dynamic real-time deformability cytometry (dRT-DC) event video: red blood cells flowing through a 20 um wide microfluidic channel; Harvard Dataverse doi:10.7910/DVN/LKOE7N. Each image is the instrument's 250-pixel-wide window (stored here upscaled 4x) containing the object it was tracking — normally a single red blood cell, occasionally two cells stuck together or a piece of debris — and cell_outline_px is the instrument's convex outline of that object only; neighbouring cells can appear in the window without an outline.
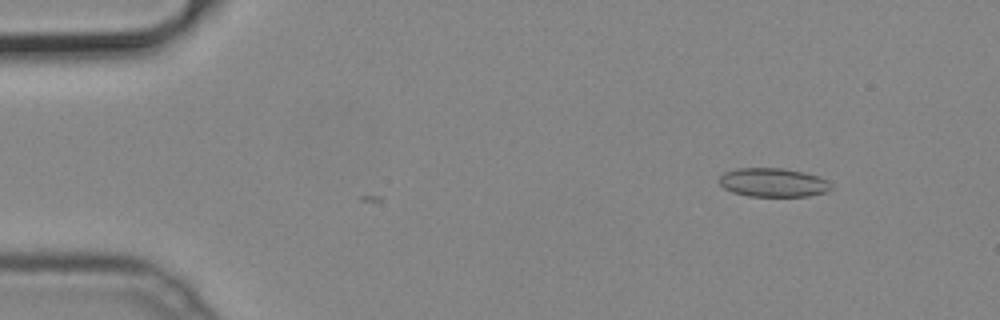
{"species": "common noctule bat (a hibernating species)", "species_latin": "Nyctalus noctula", "temperature_condition": "cold", "stored_images_in_passage": 6, "camera_frame_rate_fps": 3000, "um_per_image_px": 0.085, "animal": {"sex": "male", "body_mass_g": 19.2, "forearm_length_mm": 51.8}, "frame": {"image": 1, "passage_image": 5, "time_ms": 1.333, "image_size_px": [1000, 320], "cell_outline_px": [[832, 188], [824, 192], [808, 196], [748, 196], [732, 192], [724, 188], [720, 184], [720, 176], [724, 172], [736, 168], [780, 168], [804, 172], [828, 180], [832, 184]], "centroid_in_image_um": [65.71, 15.51], "position_along_channel_um": 19.3, "area_um2": 18.73}}